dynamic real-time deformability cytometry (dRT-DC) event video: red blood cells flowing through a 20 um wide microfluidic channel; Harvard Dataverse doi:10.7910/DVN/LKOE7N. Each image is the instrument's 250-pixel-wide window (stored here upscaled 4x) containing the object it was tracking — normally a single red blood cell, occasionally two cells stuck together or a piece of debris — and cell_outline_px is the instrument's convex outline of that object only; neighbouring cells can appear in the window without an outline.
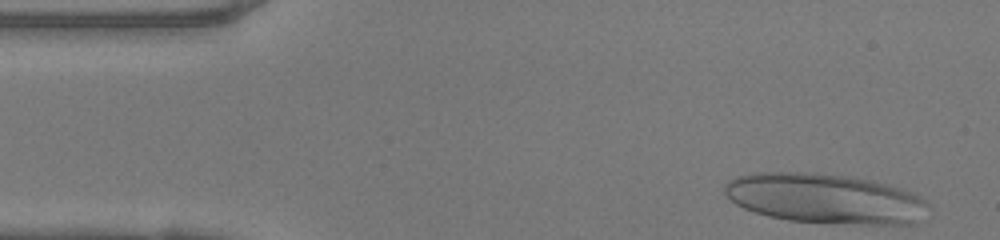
{"species": "human", "species_latin": "Homo sapiens", "temperature_condition": "warm", "stored_images_in_passage": 35, "camera_frame_rate_fps": 3000, "um_per_image_px": 0.085, "donor": {"sex": "female"}, "frame": {"image": 1, "passage_image": 1, "time_ms": 0.0, "image_size_px": [1000, 240], "cell_outline_px": [[932, 216], [916, 224], [868, 224], [788, 220], [768, 216], [744, 208], [736, 204], [724, 192], [724, 184], [728, 180], [736, 176], [756, 172], [812, 172], [852, 176], [872, 180], [888, 184], [912, 192], [928, 200], [932, 208]], "centroid_in_image_um": [70.26, 16.87], "position_along_channel_um": 14.7, "area_um2": 60.29}}
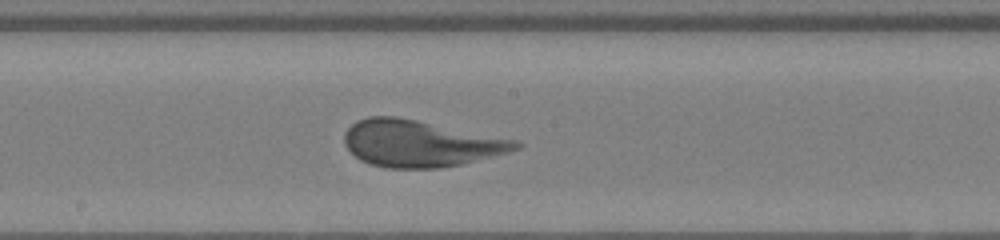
{"frame": {"image": 2, "passage_image": 22, "time_ms": 7.0, "image_size_px": [1000, 240], "cell_outline_px": [[524, 144], [520, 148], [508, 152], [460, 164], [440, 168], [384, 168], [368, 164], [360, 160], [344, 144], [344, 132], [356, 120], [368, 116], [396, 116], [520, 140]], "centroid_in_image_um": [35.72, 12.19], "position_along_channel_um": 212.5, "area_um2": 46.7}}
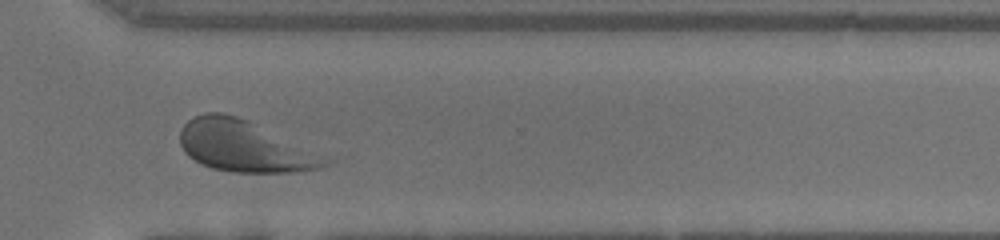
{"frame": {"image": 3, "passage_image": 32, "time_ms": 10.333, "image_size_px": [1000, 240], "cell_outline_px": [[336, 160], [332, 164], [320, 168], [296, 172], [232, 172], [212, 168], [200, 164], [188, 156], [184, 152], [180, 144], [180, 128], [188, 120], [204, 112], [220, 112], [236, 116], [248, 120]], "centroid_in_image_um": [20.81, 12.44], "position_along_channel_um": 349.8, "area_um2": 43.7}, "authors_computed_cell_mechanics": {"area_um2": 46.5868, "velocity_mm_per_s": 4.1143, "shape_relaxation_time_tau1_ms": 3.4633, "shape_relaxation_time_tau2_ms": 0.7521, "deformation_change_tau1": 0.1912, "deformation_change_tau2": 0.0835}}